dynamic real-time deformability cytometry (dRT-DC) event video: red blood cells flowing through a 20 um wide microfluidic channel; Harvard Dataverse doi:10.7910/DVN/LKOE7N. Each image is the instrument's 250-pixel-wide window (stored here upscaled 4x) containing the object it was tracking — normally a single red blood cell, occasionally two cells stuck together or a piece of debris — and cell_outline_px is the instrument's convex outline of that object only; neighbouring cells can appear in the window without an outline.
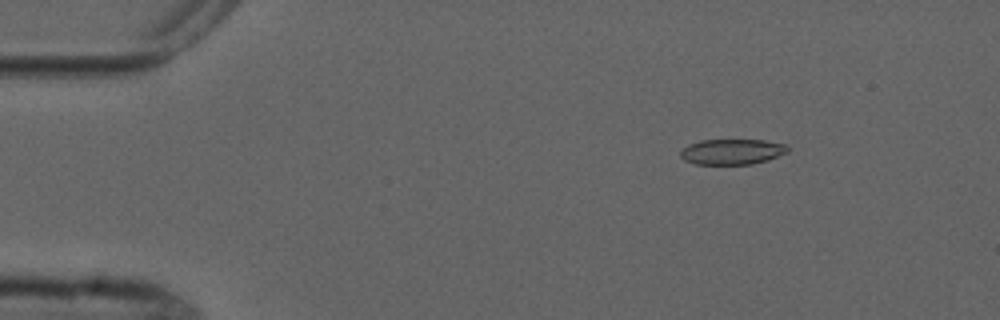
{"species": "common noctule bat (a hibernating species)", "species_latin": "Nyctalus noctula", "temperature_condition": "cold", "stored_images_in_passage": 5, "camera_frame_rate_fps": 3000, "um_per_image_px": 0.085, "animal": {"sex": "male", "forearm_length_mm": 52.5}, "frame": {"image": 1, "passage_image": 2, "time_ms": 2.0, "image_size_px": [1000, 320], "cell_outline_px": [[788, 152], [768, 160], [752, 164], [696, 164], [684, 160], [680, 156], [680, 152], [688, 144], [700, 140], [764, 140], [788, 144]], "centroid_in_image_um": [62.24, 12.89], "position_along_channel_um": 22.8, "area_um2": 16.01}}